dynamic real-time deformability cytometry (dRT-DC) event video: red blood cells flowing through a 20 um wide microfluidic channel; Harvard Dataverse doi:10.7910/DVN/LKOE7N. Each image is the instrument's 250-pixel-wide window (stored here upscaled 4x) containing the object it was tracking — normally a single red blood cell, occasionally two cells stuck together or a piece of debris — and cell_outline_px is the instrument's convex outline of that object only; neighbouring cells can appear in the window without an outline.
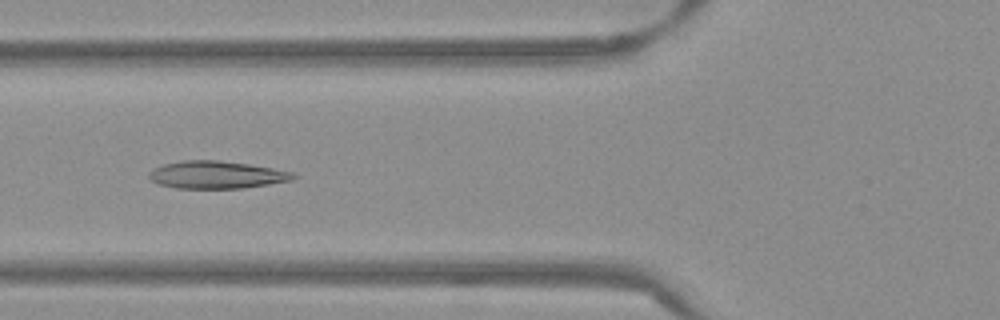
{"species": "Egyptian fruit bat (a non-hibernating species)", "species_latin": "Rousettus aegyptiacus", "temperature_condition": "warm", "stored_images_in_passage": 53, "camera_frame_rate_fps": 3000, "um_per_image_px": 0.085, "frame": {"image": 1, "passage_image": 20, "time_ms": 6.333, "image_size_px": [1000, 320], "cell_outline_px": [[300, 176], [292, 180], [244, 188], [176, 188], [160, 184], [152, 180], [148, 176], [148, 172], [152, 168], [164, 164], [180, 160], [220, 160], [248, 164], [272, 168], [292, 172]], "centroid_in_image_um": [18.4, 14.85], "position_along_channel_um": 107.4, "area_um2": 23.18}}
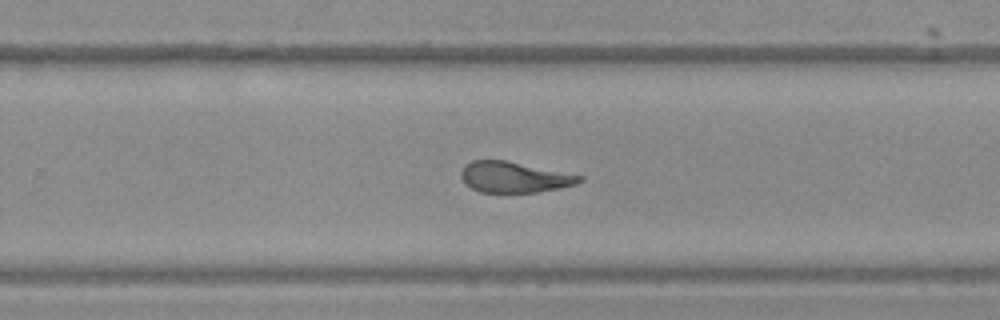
{"frame": {"image": 2, "passage_image": 34, "time_ms": 11.0, "image_size_px": [1000, 320], "cell_outline_px": [[584, 180], [576, 184], [560, 188], [536, 192], [480, 192], [472, 188], [460, 176], [460, 172], [464, 164], [472, 160], [504, 160], [584, 176]], "centroid_in_image_um": [43.71, 15.05], "position_along_channel_um": 286.1, "area_um2": 21.1}}
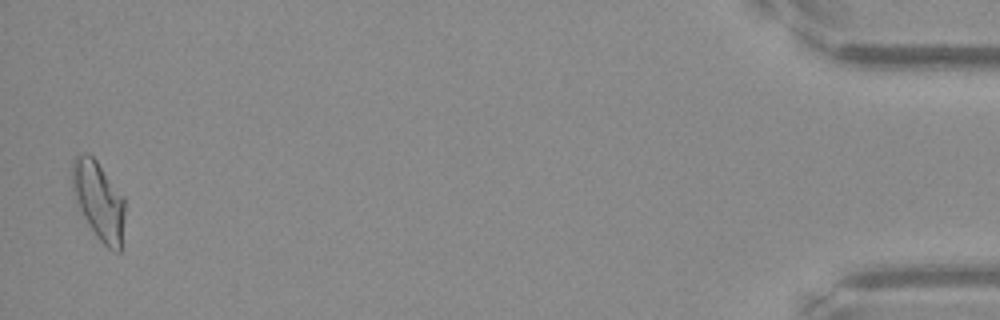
{"frame": {"image": 3, "passage_image": 52, "time_ms": 17.0, "image_size_px": [1000, 320], "cell_outline_px": [[124, 220], [120, 252], [112, 252], [96, 236], [88, 224], [84, 216], [72, 188], [72, 160], [76, 156], [84, 152], [88, 152], [96, 160], [124, 196]], "centroid_in_image_um": [8.41, 17.04], "position_along_channel_um": 426.8, "area_um2": 23.87}, "authors_computed_cell_mechanics": {"area_um2": 22.6576, "velocity_mm_per_s": 3.8255, "shape_relaxation_time_tau1_ms": null, "shape_relaxation_time_tau2_ms": 1.6437, "deformation_change_tau1": null, "deformation_change_tau2": 0.0934}}